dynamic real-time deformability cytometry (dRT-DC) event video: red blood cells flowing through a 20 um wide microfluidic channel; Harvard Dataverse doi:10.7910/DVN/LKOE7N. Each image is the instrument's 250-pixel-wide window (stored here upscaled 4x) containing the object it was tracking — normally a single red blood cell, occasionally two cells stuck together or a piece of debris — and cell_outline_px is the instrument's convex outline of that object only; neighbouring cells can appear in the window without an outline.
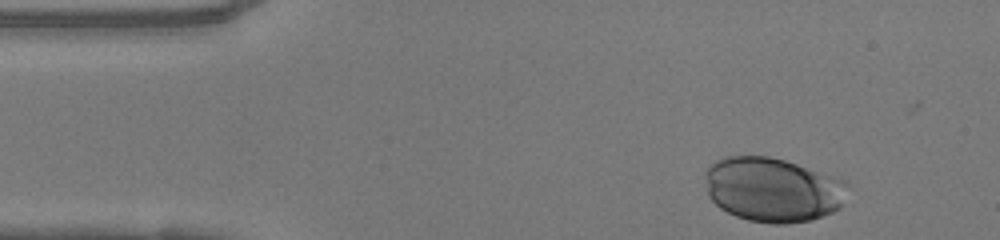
{"species": "human", "species_latin": "Homo sapiens", "temperature_condition": "warm", "stored_images_in_passage": 33, "camera_frame_rate_fps": 3000, "um_per_image_px": 0.085, "donor": {"sex": "female"}, "frame": {"image": 1, "passage_image": 1, "time_ms": 0.0, "image_size_px": [1000, 240], "cell_outline_px": [[840, 208], [832, 212], [812, 220], [784, 224], [772, 224], [748, 220], [736, 216], [720, 208], [708, 196], [704, 176], [704, 172], [716, 160], [724, 156], [768, 156], [784, 160], [796, 164], [832, 180], [840, 204]], "centroid_in_image_um": [65.41, 16.14], "position_along_channel_um": 19.6, "area_um2": 51.21}}
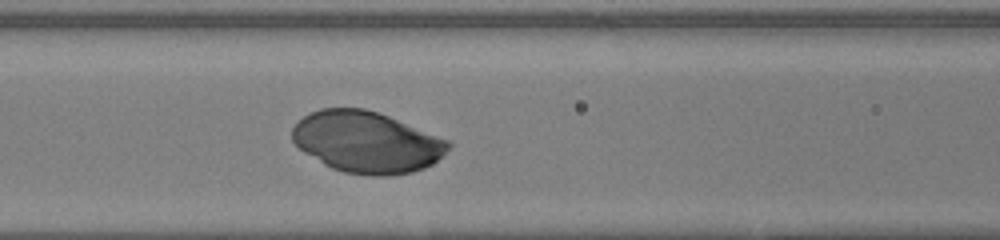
{"frame": {"image": 2, "passage_image": 15, "time_ms": 4.667, "image_size_px": [1000, 240], "cell_outline_px": [[452, 144], [432, 164], [424, 168], [412, 172], [388, 176], [372, 176], [344, 172], [332, 168], [324, 164], [304, 152], [292, 140], [292, 128], [304, 116], [312, 112], [324, 108], [364, 108], [388, 116], [448, 140]], "centroid_in_image_um": [31.15, 12.09], "position_along_channel_um": 135.5, "area_um2": 55.2}}
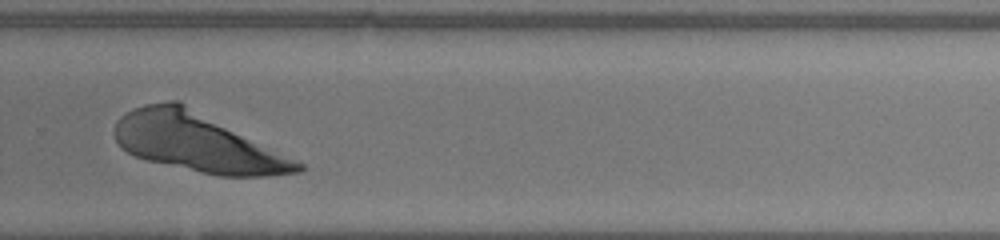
{"frame": {"image": 3, "passage_image": 28, "time_ms": 9.0, "image_size_px": [1000, 240], "cell_outline_px": [[308, 168], [304, 172], [268, 176], [220, 176], [200, 172], [148, 160], [136, 156], [120, 148], [116, 140], [116, 120], [120, 116], [132, 108], [144, 104], [172, 100], [180, 100], [304, 164]], "centroid_in_image_um": [16.8, 12.1], "position_along_channel_um": 313.0, "area_um2": 62.37}}